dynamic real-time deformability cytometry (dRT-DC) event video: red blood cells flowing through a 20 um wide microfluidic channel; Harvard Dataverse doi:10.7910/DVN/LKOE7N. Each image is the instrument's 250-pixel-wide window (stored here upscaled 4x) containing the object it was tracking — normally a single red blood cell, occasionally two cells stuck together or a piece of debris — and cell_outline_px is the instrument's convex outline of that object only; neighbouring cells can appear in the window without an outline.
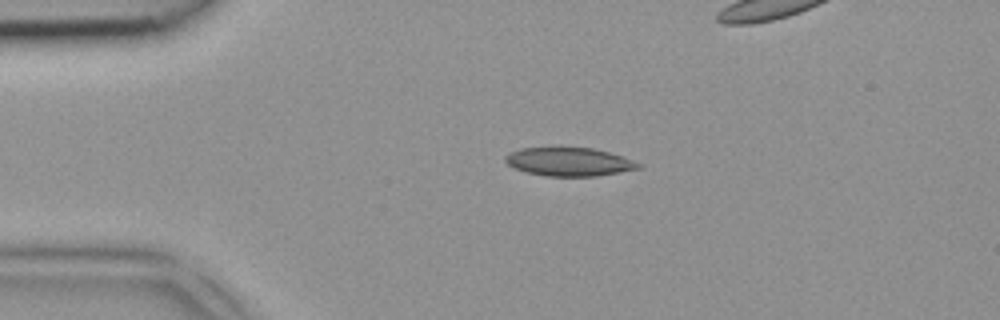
{"species": "common noctule bat (a hibernating species)", "species_latin": "Nyctalus noctula", "temperature_condition": "room temperature", "stored_images_in_passage": 5, "camera_frame_rate_fps": 3000, "um_per_image_px": 0.085, "animal": {"sex": "female", "body_mass_g": 18.4}, "frame": {"image": 1, "passage_image": 3, "time_ms": 0.667, "image_size_px": [1000, 320], "cell_outline_px": [[644, 168], [596, 176], [548, 176], [524, 172], [508, 164], [504, 160], [504, 156], [508, 152], [520, 148], [556, 144], [560, 144], [592, 148], [624, 156], [644, 164]], "centroid_in_image_um": [48.37, 13.69], "position_along_channel_um": 36.6, "area_um2": 23.35}}